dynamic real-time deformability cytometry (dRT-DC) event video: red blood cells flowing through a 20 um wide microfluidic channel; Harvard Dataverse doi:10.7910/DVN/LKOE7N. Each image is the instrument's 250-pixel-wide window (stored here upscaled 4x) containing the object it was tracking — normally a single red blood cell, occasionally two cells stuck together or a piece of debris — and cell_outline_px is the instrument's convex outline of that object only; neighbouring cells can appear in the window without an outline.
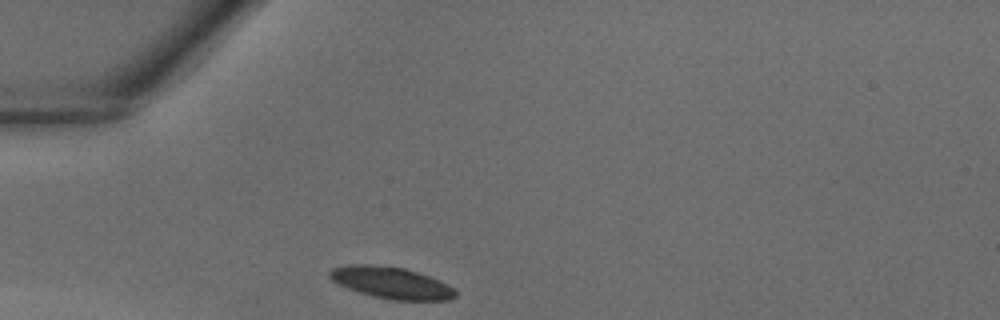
{"species": "common noctule bat (a hibernating species)", "species_latin": "Nyctalus noctula", "temperature_condition": "warm", "stored_images_in_passage": 23, "camera_frame_rate_fps": 3000, "um_per_image_px": 0.085, "animal": {"sex": "male", "body_mass_g": 18.8}, "frame": {"image": 1, "passage_image": 1, "time_ms": 0.0, "image_size_px": [1000, 320], "cell_outline_px": [[456, 296], [448, 300], [392, 300], [372, 296], [348, 288], [332, 280], [328, 276], [328, 272], [332, 268], [348, 264], [368, 264], [404, 268], [428, 276], [448, 284], [456, 292]], "centroid_in_image_um": [33.23, 24.03], "position_along_channel_um": 51.8, "area_um2": 23.0}}
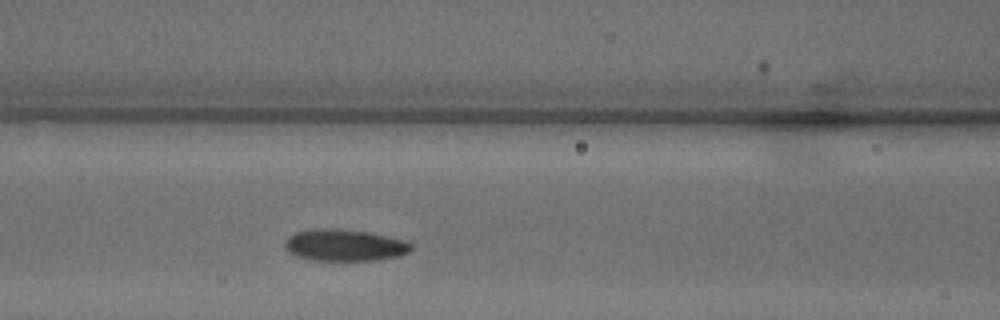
{"frame": {"image": 2, "passage_image": 7, "time_ms": 2.0, "image_size_px": [1000, 320], "cell_outline_px": [[412, 248], [408, 252], [400, 256], [376, 260], [312, 260], [296, 256], [288, 252], [284, 248], [284, 240], [288, 236], [296, 232], [320, 228], [332, 228], [372, 232], [408, 240], [412, 244]], "centroid_in_image_um": [29.31, 20.83], "position_along_channel_um": 137.3, "area_um2": 23.7}}
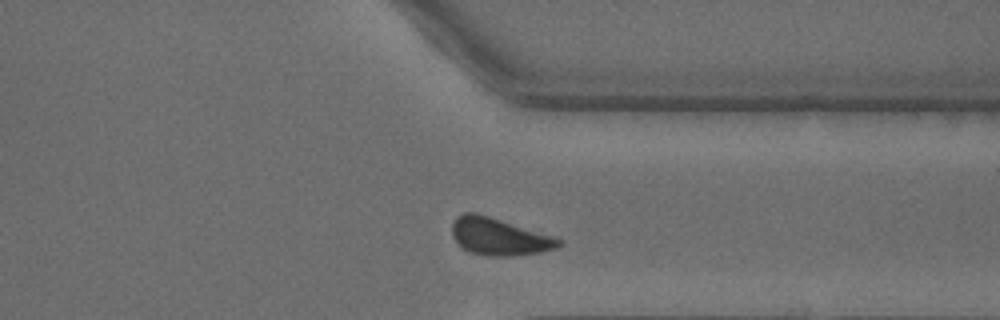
{"frame": {"image": 3, "passage_image": 21, "time_ms": 6.667, "image_size_px": [1000, 320], "cell_outline_px": [[564, 244], [556, 248], [540, 252], [512, 256], [488, 256], [472, 252], [464, 248], [452, 236], [452, 224], [456, 216], [464, 212], [476, 212], [560, 236], [564, 240]], "centroid_in_image_um": [42.53, 20.09], "position_along_channel_um": 368.9, "area_um2": 23.76}}